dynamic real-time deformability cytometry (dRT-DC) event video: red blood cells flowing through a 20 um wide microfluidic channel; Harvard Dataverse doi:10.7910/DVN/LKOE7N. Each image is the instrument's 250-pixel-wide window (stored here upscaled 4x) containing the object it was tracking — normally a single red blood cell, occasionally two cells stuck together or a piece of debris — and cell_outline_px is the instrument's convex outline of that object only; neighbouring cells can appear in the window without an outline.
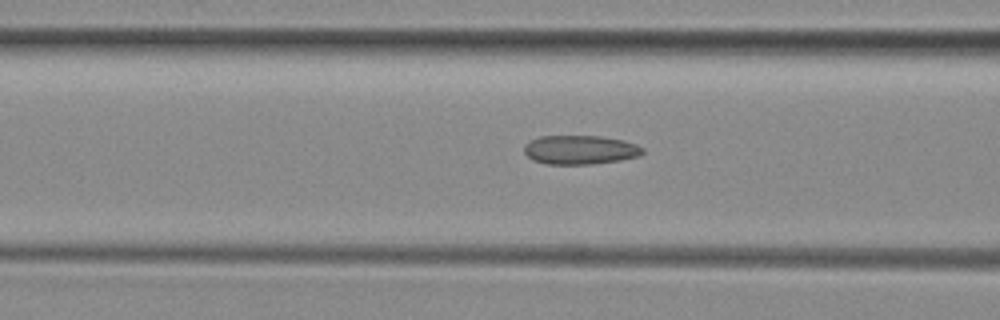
{"species": "common noctule bat (a hibernating species)", "species_latin": "Nyctalus noctula", "temperature_condition": "room temperature", "stored_images_in_passage": 36, "camera_frame_rate_fps": 3000, "um_per_image_px": 0.085, "animal": {"sex": "female", "body_mass_g": 29.2, "forearm_length_mm": 56.3}, "frame": {"image": 1, "passage_image": 15, "time_ms": 4.667, "image_size_px": [1000, 320], "cell_outline_px": [[644, 152], [640, 156], [620, 160], [592, 164], [548, 164], [532, 160], [524, 152], [524, 144], [540, 136], [600, 136], [624, 140], [636, 144], [644, 148]], "centroid_in_image_um": [49.33, 12.73], "position_along_channel_um": 117.3, "area_um2": 20.11}}
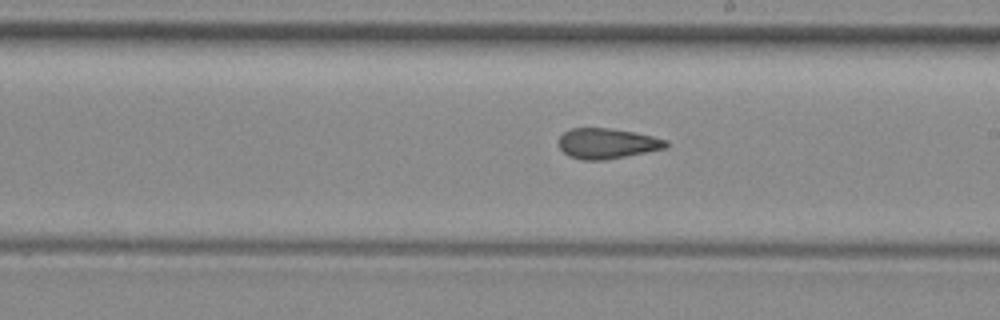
{"frame": {"image": 2, "passage_image": 24, "time_ms": 7.667, "image_size_px": [1000, 320], "cell_outline_px": [[668, 144], [664, 148], [604, 160], [580, 160], [568, 156], [560, 148], [560, 136], [564, 132], [572, 128], [608, 128], [632, 132], [652, 136], [668, 140]], "centroid_in_image_um": [51.57, 12.19], "position_along_channel_um": 237.4, "area_um2": 18.67}}
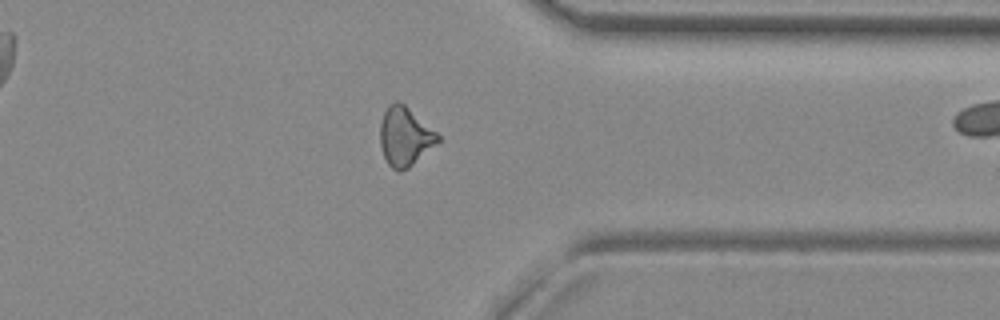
{"frame": {"image": 3, "passage_image": 35, "time_ms": 11.333, "image_size_px": [1000, 320], "cell_outline_px": [[440, 140], [408, 168], [400, 172], [396, 172], [388, 164], [384, 156], [380, 144], [380, 124], [384, 112], [388, 104], [396, 100], [404, 104], [436, 132], [440, 136]], "centroid_in_image_um": [34.39, 11.6], "position_along_channel_um": 377.0, "area_um2": 19.59}}